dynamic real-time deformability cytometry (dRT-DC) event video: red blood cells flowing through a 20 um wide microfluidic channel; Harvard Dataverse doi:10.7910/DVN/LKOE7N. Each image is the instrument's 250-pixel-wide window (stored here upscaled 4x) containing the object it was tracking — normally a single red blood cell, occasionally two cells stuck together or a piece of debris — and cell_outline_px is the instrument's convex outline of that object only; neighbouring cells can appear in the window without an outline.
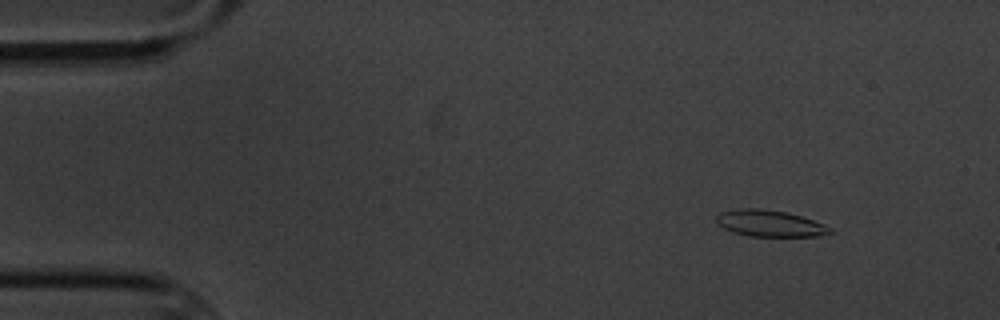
{"species": "common noctule bat (a hibernating species)", "species_latin": "Nyctalus noctula", "temperature_condition": "cold", "stored_images_in_passage": 4, "camera_frame_rate_fps": 3000, "um_per_image_px": 0.085, "animal": {"sex": "male", "body_mass_g": 20.1, "forearm_length_mm": 53.5}, "frame": {"image": 1, "passage_image": 2, "time_ms": 1.0, "image_size_px": [1000, 320], "cell_outline_px": [[832, 232], [820, 236], [748, 236], [732, 232], [724, 228], [716, 220], [716, 216], [720, 212], [740, 208], [760, 208], [788, 212], [824, 224], [832, 228]], "centroid_in_image_um": [65.43, 18.98], "position_along_channel_um": 19.6, "area_um2": 17.51}}